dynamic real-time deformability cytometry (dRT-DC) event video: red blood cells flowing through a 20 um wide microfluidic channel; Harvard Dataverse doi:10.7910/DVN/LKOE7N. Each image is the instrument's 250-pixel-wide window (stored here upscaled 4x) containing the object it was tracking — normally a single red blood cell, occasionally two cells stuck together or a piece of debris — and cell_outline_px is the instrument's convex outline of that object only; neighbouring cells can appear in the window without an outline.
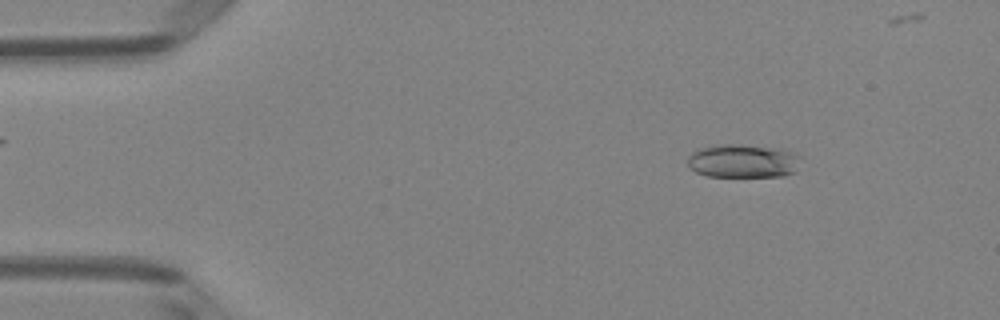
{"species": "Egyptian fruit bat (a non-hibernating species)", "species_latin": "Rousettus aegyptiacus", "temperature_condition": "room temperature", "stored_images_in_passage": 50, "camera_frame_rate_fps": 3000, "um_per_image_px": 0.085, "animal": {"sex": "female"}, "frame": {"image": 1, "passage_image": 6, "time_ms": 1.667, "image_size_px": [1000, 320], "cell_outline_px": [[800, 156], [796, 172], [784, 176], [708, 176], [696, 172], [688, 164], [688, 156], [692, 152], [700, 148], [720, 144], [740, 144], [784, 148]], "centroid_in_image_um": [63.19, 13.67], "position_along_channel_um": 21.8, "area_um2": 22.25}}
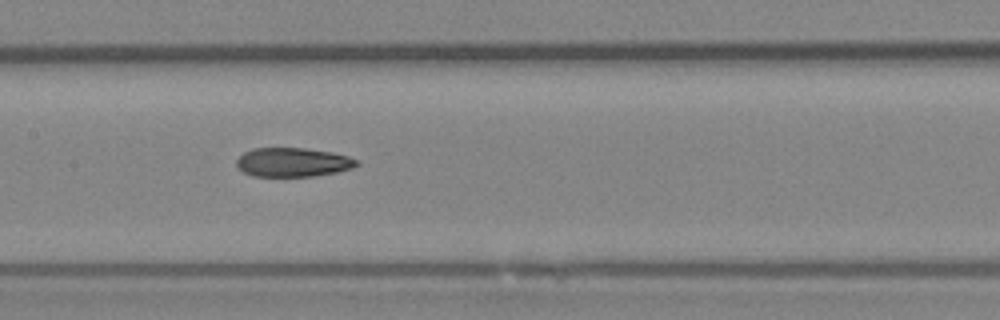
{"frame": {"image": 2, "passage_image": 24, "time_ms": 7.667, "image_size_px": [1000, 320], "cell_outline_px": [[360, 164], [352, 168], [336, 172], [312, 176], [252, 176], [244, 172], [236, 164], [236, 160], [244, 152], [252, 148], [304, 148], [332, 152], [348, 156], [360, 160]], "centroid_in_image_um": [24.92, 13.78], "position_along_channel_um": 182.5, "area_um2": 20.35}}
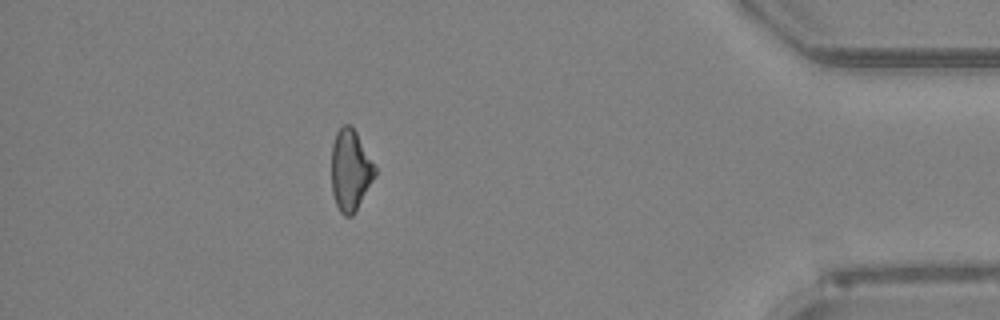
{"frame": {"image": 3, "passage_image": 44, "time_ms": 14.333, "image_size_px": [1000, 320], "cell_outline_px": [[376, 176], [352, 216], [344, 216], [340, 212], [336, 204], [332, 192], [332, 144], [336, 132], [344, 124], [348, 124], [356, 132], [376, 168]], "centroid_in_image_um": [29.78, 14.48], "position_along_channel_um": 405.4, "area_um2": 20.35}, "authors_computed_cell_mechanics": {"area_um2": 21.2415, "velocity_mm_per_s": 4.0417, "shape_relaxation_time_tau1_ms": null, "shape_relaxation_time_tau2_ms": 4.7957, "deformation_change_tau1": null, "deformation_change_tau2": 0.1347}}